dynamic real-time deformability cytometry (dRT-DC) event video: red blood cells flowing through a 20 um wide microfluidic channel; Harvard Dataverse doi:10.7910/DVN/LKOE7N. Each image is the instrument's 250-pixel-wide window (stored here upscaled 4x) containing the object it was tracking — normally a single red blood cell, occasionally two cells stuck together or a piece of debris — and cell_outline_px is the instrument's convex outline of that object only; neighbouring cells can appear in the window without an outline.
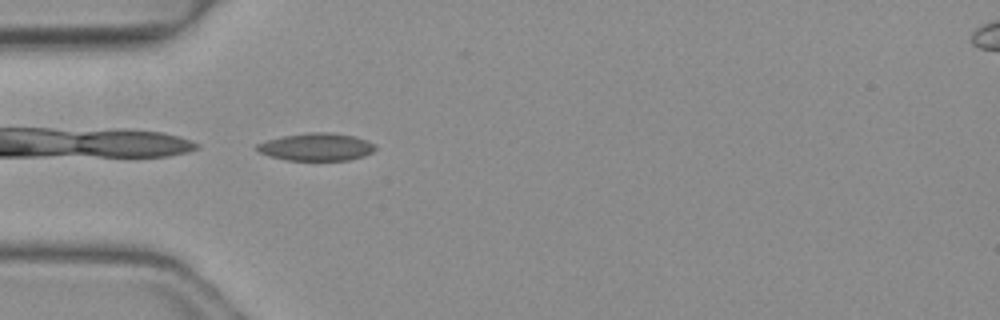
{"species": "common noctule bat (a hibernating species)", "species_latin": "Nyctalus noctula", "temperature_condition": "warm", "stored_images_in_passage": 36, "camera_frame_rate_fps": 3000, "um_per_image_px": 0.085, "animal": {"sex": "female", "body_mass_g": 19.3, "forearm_length_mm": 54.1}, "frame": {"image": 1, "passage_image": 1, "time_ms": 0.0, "image_size_px": [1000, 320], "cell_outline_px": [[376, 148], [372, 152], [364, 156], [348, 160], [284, 160], [268, 156], [260, 152], [256, 148], [256, 144], [268, 140], [284, 136], [308, 132], [332, 132], [352, 136], [368, 140], [376, 144]], "centroid_in_image_um": [26.91, 12.49], "position_along_channel_um": 58.1, "area_um2": 19.07}}
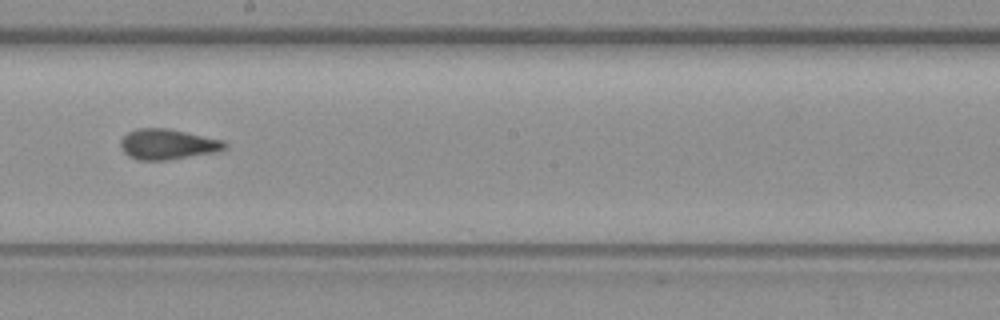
{"frame": {"image": 2, "passage_image": 14, "time_ms": 4.333, "image_size_px": [1000, 320], "cell_outline_px": [[228, 148], [216, 152], [168, 160], [136, 160], [128, 156], [120, 148], [120, 140], [128, 132], [136, 128], [168, 128], [224, 140], [228, 144]], "centroid_in_image_um": [14.25, 12.26], "position_along_channel_um": 233.9, "area_um2": 18.73}}
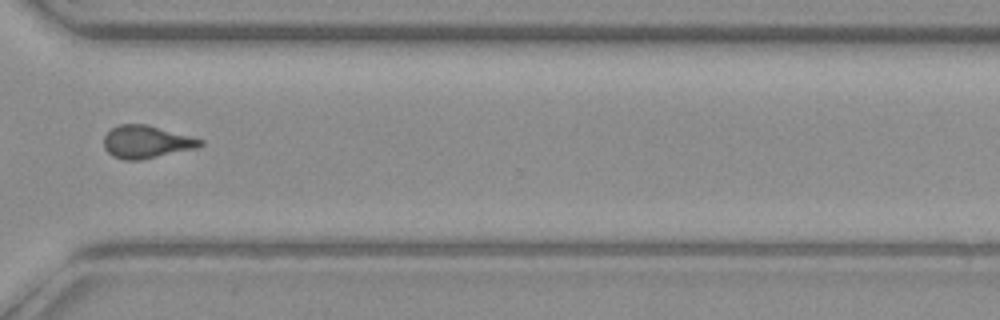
{"frame": {"image": 3, "passage_image": 23, "time_ms": 7.333, "image_size_px": [1000, 320], "cell_outline_px": [[204, 144], [196, 148], [140, 160], [124, 160], [112, 156], [104, 148], [104, 136], [112, 128], [120, 124], [144, 124], [204, 140]], "centroid_in_image_um": [12.41, 12.07], "position_along_channel_um": 358.2, "area_um2": 18.09}, "authors_computed_cell_mechanics": {"area_um2": 18.3804, "velocity_mm_per_s": 4.1411, "shape_relaxation_time_tau1_ms": null, "shape_relaxation_time_tau2_ms": 1.6356, "deformation_change_tau1": null, "deformation_change_tau2": 0.0874}}